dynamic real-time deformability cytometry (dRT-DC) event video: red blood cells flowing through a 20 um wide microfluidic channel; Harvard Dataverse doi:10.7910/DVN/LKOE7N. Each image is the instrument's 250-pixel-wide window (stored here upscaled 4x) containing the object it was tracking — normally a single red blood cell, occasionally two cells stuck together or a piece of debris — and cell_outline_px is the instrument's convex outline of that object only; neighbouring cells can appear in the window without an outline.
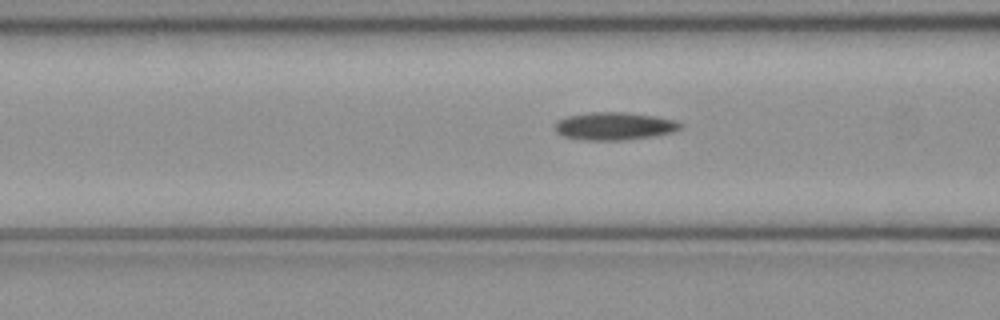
{"species": "common noctule bat (a hibernating species)", "species_latin": "Nyctalus noctula", "temperature_condition": "cold", "stored_images_in_passage": 48, "camera_frame_rate_fps": 3000, "um_per_image_px": 0.085, "animal": {"sex": "female", "body_mass_g": 21.9}, "frame": {"image": 1, "passage_image": 19, "time_ms": 6.0, "image_size_px": [1000, 320], "cell_outline_px": [[684, 128], [672, 132], [652, 136], [624, 140], [580, 140], [564, 136], [556, 132], [556, 120], [568, 116], [592, 112], [628, 112], [656, 116], [676, 120], [684, 124]], "centroid_in_image_um": [52.26, 10.71], "position_along_channel_um": 114.3, "area_um2": 20.46}}
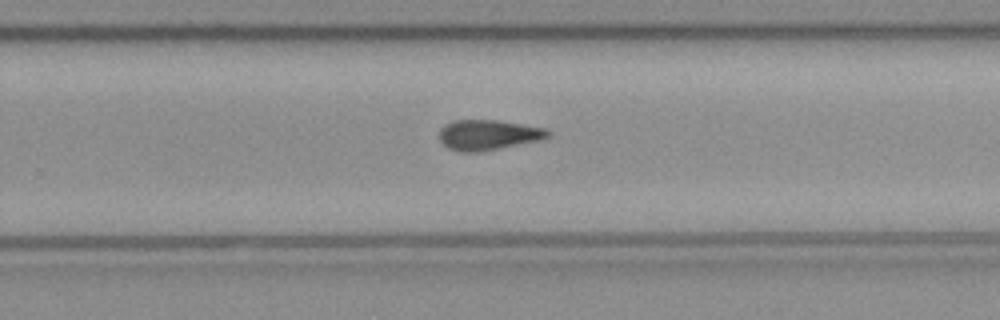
{"frame": {"image": 2, "passage_image": 32, "time_ms": 10.333, "image_size_px": [1000, 320], "cell_outline_px": [[552, 136], [544, 140], [480, 152], [460, 152], [448, 148], [440, 140], [440, 128], [456, 120], [496, 120], [548, 128], [552, 132]], "centroid_in_image_um": [41.6, 11.48], "position_along_channel_um": 288.2, "area_um2": 19.42}}
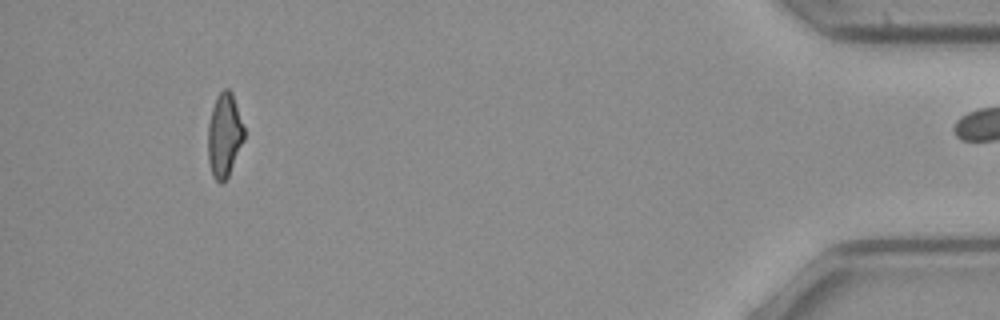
{"frame": {"image": 3, "passage_image": 47, "time_ms": 15.333, "image_size_px": [1000, 320], "cell_outline_px": [[244, 140], [228, 176], [220, 184], [212, 176], [208, 160], [208, 124], [212, 108], [216, 96], [224, 88], [228, 88], [232, 92], [244, 128]], "centroid_in_image_um": [19.06, 11.49], "position_along_channel_um": 416.1, "area_um2": 17.63}, "authors_computed_cell_mechanics": {"area_um2": 19.3919, "velocity_mm_per_s": 4.0192, "shape_relaxation_time_tau1_ms": 9.732, "shape_relaxation_time_tau2_ms": 9.0609, "deformation_change_tau1": 0.2107, "deformation_change_tau2": 0.2122}}